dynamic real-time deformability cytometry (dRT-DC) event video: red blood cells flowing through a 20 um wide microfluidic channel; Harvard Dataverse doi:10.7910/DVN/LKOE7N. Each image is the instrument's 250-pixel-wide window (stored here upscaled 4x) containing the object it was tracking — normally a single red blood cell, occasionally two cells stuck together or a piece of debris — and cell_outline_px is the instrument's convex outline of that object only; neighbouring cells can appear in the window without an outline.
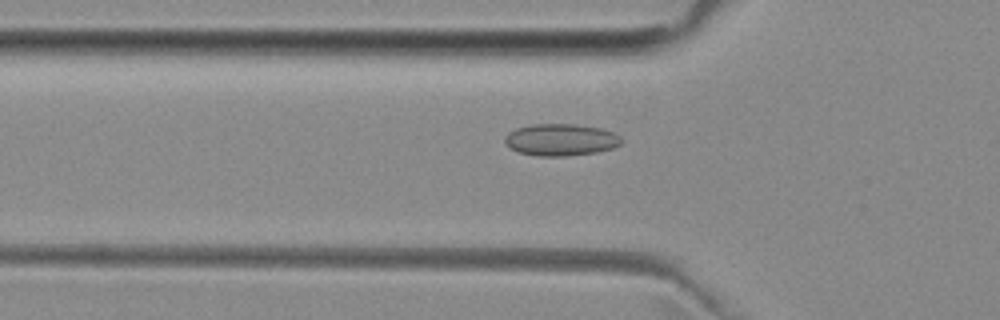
{"species": "common noctule bat (a hibernating species)", "species_latin": "Nyctalus noctula", "temperature_condition": "room temperature", "stored_images_in_passage": 45, "camera_frame_rate_fps": 3000, "um_per_image_px": 0.085, "animal": {"sex": "female", "body_mass_g": 29.2, "forearm_length_mm": 56.3}, "frame": {"image": 1, "passage_image": 17, "time_ms": 5.333, "image_size_px": [1000, 320], "cell_outline_px": [[624, 140], [620, 144], [612, 148], [596, 152], [568, 156], [536, 156], [520, 152], [512, 148], [504, 140], [504, 136], [508, 132], [516, 128], [532, 124], [572, 124], [600, 128], [616, 132]], "centroid_in_image_um": [47.7, 11.87], "position_along_channel_um": 78.1, "area_um2": 21.73}}
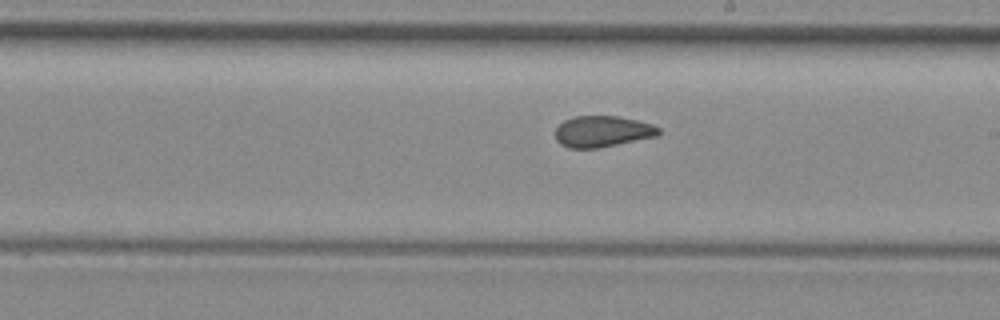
{"frame": {"image": 2, "passage_image": 29, "time_ms": 9.333, "image_size_px": [1000, 320], "cell_outline_px": [[660, 132], [656, 136], [600, 148], [568, 148], [560, 144], [556, 140], [556, 128], [564, 120], [576, 116], [620, 116], [652, 124], [660, 128]], "centroid_in_image_um": [51.2, 11.17], "position_along_channel_um": 237.8, "area_um2": 18.79}}
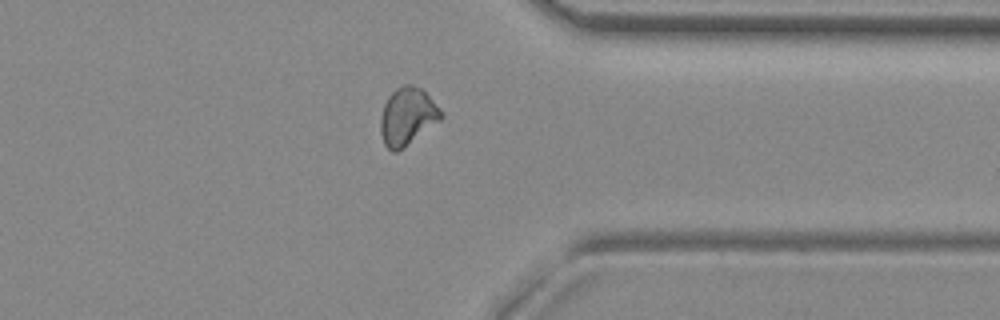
{"frame": {"image": 3, "passage_image": 40, "time_ms": 13.0, "image_size_px": [1000, 320], "cell_outline_px": [[444, 116], [440, 120], [404, 148], [396, 152], [392, 152], [384, 144], [380, 132], [380, 120], [384, 104], [388, 96], [396, 88], [404, 84], [412, 84], [420, 88], [444, 112]], "centroid_in_image_um": [34.62, 9.9], "position_along_channel_um": 376.8, "area_um2": 20.29}, "authors_computed_cell_mechanics": {"area_um2": 19.5942, "velocity_mm_per_s": 3.9961, "shape_relaxation_time_tau1_ms": null, "shape_relaxation_time_tau2_ms": 1.9852, "deformation_change_tau1": null, "deformation_change_tau2": 0.0673}}